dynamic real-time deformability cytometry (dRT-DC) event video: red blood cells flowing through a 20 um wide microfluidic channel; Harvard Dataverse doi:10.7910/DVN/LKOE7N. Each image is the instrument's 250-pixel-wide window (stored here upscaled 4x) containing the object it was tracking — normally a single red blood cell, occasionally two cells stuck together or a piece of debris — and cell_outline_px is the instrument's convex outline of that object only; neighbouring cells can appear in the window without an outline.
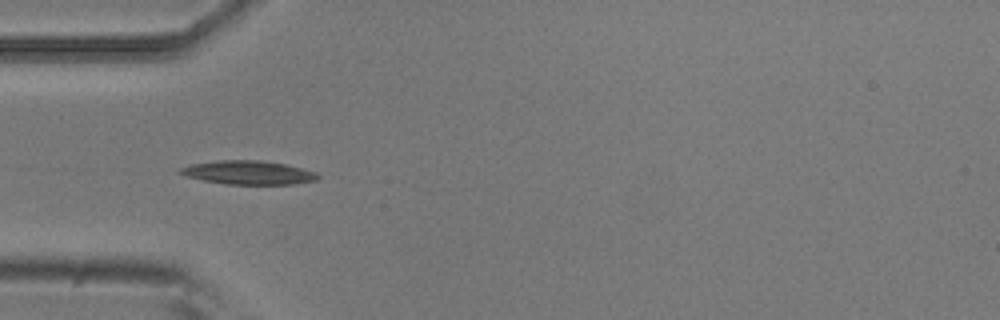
{"species": "common noctule bat (a hibernating species)", "species_latin": "Nyctalus noctula", "temperature_condition": "room temperature", "stored_images_in_passage": 8, "camera_frame_rate_fps": 3000, "um_per_image_px": 0.085, "animal": {"sex": "male", "body_mass_g": 20.5, "forearm_length_mm": 52.5}, "frame": {"image": 1, "passage_image": 2, "time_ms": 0.333, "image_size_px": [1000, 320], "cell_outline_px": [[320, 176], [316, 180], [292, 184], [224, 184], [204, 180], [188, 176], [180, 172], [180, 168], [192, 164], [216, 160], [260, 160], [284, 164], [316, 172]], "centroid_in_image_um": [21.13, 14.66], "position_along_channel_um": 63.9, "area_um2": 18.73}}
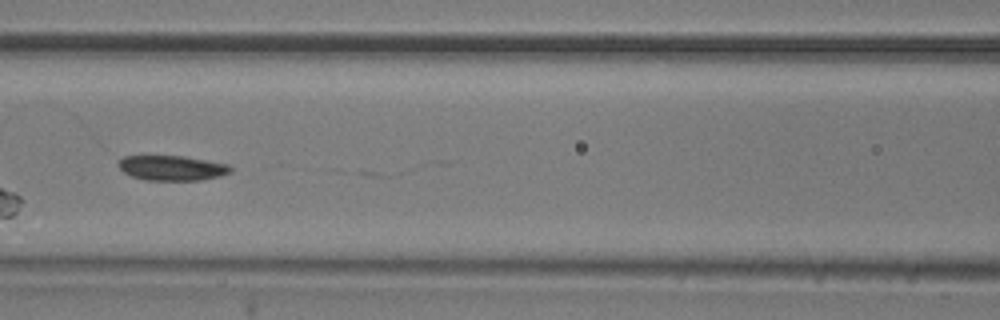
{"frame": {"image": 2, "passage_image": 4, "time_ms": 1.0, "image_size_px": [1000, 320], "cell_outline_px": [[232, 172], [220, 176], [200, 180], [144, 180], [132, 176], [124, 172], [116, 164], [124, 156], [184, 156], [228, 164], [232, 168]], "centroid_in_image_um": [14.62, 14.28], "position_along_channel_um": 152.0, "area_um2": 16.3}}
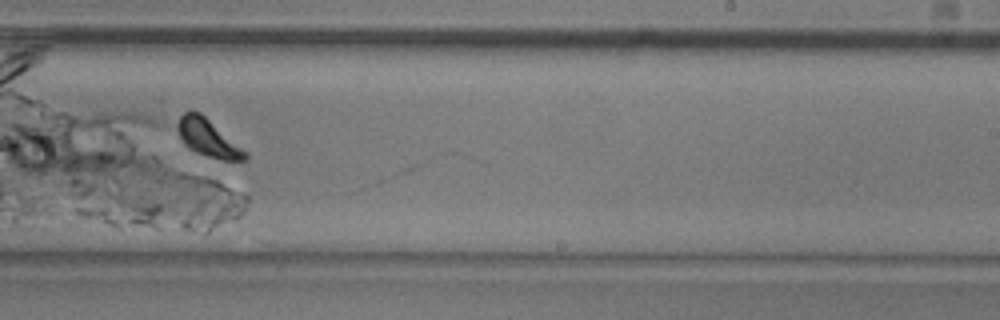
{"frame": {"image": 3, "passage_image": 7, "time_ms": 2.0, "image_size_px": [1000, 320], "cell_outline_px": [[248, 160], [220, 160], [196, 152], [188, 148], [184, 144], [176, 128], [176, 124], [180, 116], [184, 112], [200, 112], [248, 152]], "centroid_in_image_um": [17.69, 11.74], "position_along_channel_um": 271.3, "area_um2": 14.68}}